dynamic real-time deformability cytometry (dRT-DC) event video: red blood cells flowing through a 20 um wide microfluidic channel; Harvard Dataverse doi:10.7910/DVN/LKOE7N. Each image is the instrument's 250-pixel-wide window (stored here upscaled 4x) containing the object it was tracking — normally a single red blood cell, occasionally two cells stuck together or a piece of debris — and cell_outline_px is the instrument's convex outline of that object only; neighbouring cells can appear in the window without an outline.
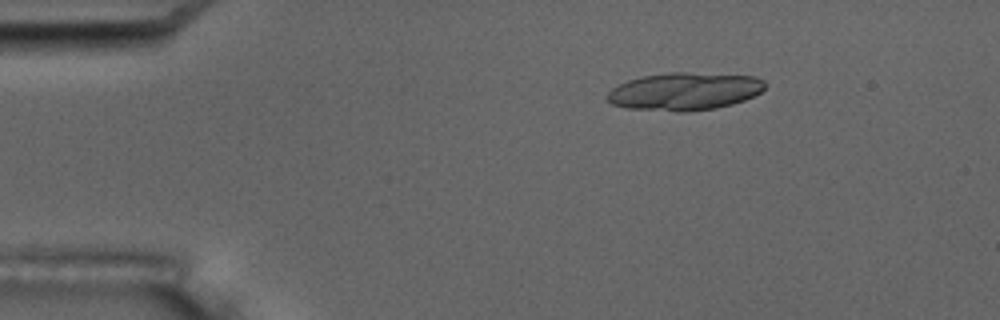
{"species": "common noctule bat (a hibernating species)", "species_latin": "Nyctalus noctula", "temperature_condition": "room temperature", "stored_images_in_passage": 4, "camera_frame_rate_fps": 3000, "um_per_image_px": 0.085, "animal": {"sex": "male", "body_mass_g": 17.5, "forearm_length_mm": 52.3}, "frame": {"image": 1, "passage_image": 3, "time_ms": 2.667, "image_size_px": [1000, 320], "cell_outline_px": [[764, 88], [760, 92], [744, 100], [732, 104], [716, 108], [688, 112], [680, 112], [628, 108], [612, 104], [608, 100], [608, 92], [612, 88], [628, 80], [640, 76], [672, 72], [688, 72], [756, 76], [764, 80]], "centroid_in_image_um": [58.19, 7.76], "position_along_channel_um": 26.8, "area_um2": 34.68}}